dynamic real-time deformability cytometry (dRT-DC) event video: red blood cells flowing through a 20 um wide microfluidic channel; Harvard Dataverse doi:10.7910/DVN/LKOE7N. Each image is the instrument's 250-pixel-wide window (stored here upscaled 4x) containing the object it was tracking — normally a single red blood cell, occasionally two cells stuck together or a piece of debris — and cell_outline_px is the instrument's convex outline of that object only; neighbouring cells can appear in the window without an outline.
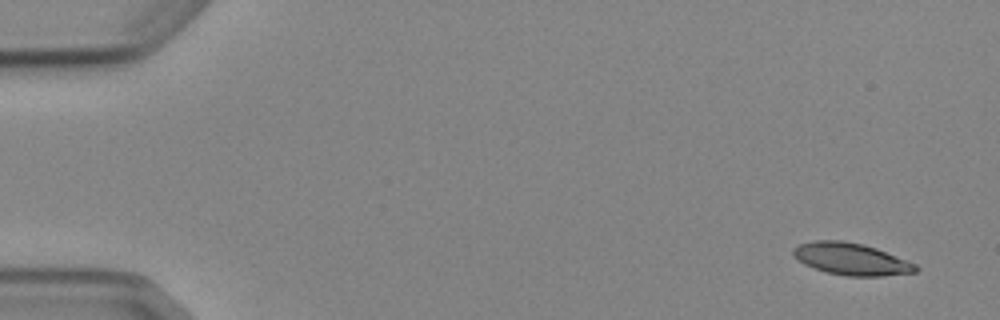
{"species": "Egyptian fruit bat (a non-hibernating species)", "species_latin": "Rousettus aegyptiacus", "temperature_condition": "cold", "stored_images_in_passage": 5, "camera_frame_rate_fps": 3000, "um_per_image_px": 0.085, "animal": {"sex": "female"}, "frame": {"image": 1, "passage_image": 1, "time_ms": 0.0, "image_size_px": [1000, 320], "cell_outline_px": [[920, 268], [916, 272], [884, 276], [848, 276], [828, 272], [804, 264], [792, 256], [792, 248], [800, 244], [816, 240], [844, 240], [864, 244], [876, 248], [916, 264]], "centroid_in_image_um": [72.35, 22.01], "position_along_channel_um": 12.7, "area_um2": 22.83}}
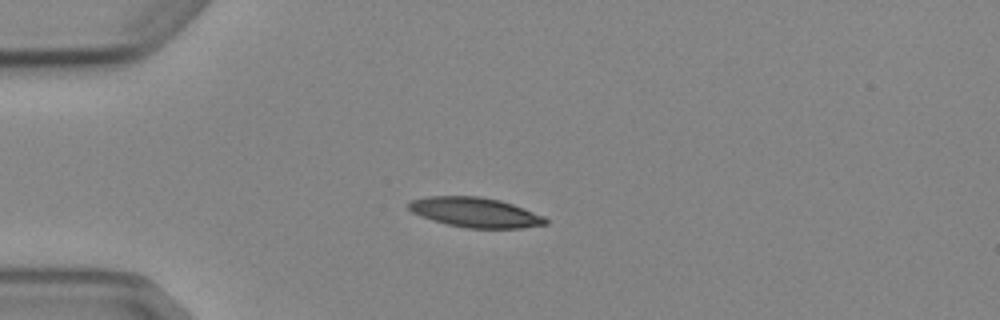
{"frame": {"image": 2, "passage_image": 4, "time_ms": 3.667, "image_size_px": [1000, 320], "cell_outline_px": [[548, 224], [520, 228], [468, 228], [448, 224], [432, 220], [412, 212], [408, 208], [408, 200], [428, 196], [480, 196], [500, 200], [524, 208], [544, 216], [548, 220]], "centroid_in_image_um": [40.39, 18.04], "position_along_channel_um": 44.6, "area_um2": 23.81}}